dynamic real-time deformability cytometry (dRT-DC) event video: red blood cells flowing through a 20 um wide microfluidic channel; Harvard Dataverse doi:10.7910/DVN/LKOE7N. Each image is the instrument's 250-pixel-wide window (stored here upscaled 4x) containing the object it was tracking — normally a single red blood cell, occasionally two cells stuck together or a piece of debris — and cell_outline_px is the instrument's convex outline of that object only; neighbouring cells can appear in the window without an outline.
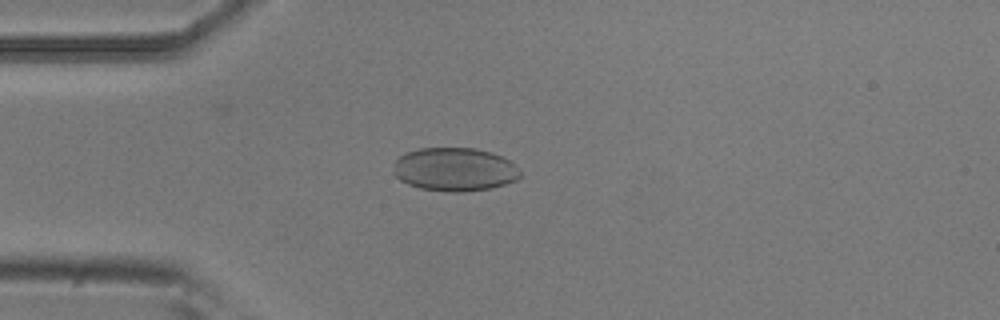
{"species": "common noctule bat (a hibernating species)", "species_latin": "Nyctalus noctula", "temperature_condition": "room temperature", "stored_images_in_passage": 44, "camera_frame_rate_fps": 3000, "um_per_image_px": 0.085, "animal": {"sex": "male", "body_mass_g": 20.5, "forearm_length_mm": 52.5}, "frame": {"image": 1, "passage_image": 14, "time_ms": 4.333, "image_size_px": [1000, 320], "cell_outline_px": [[520, 176], [516, 180], [492, 188], [460, 192], [452, 192], [420, 188], [408, 184], [400, 180], [392, 172], [396, 160], [400, 156], [408, 152], [420, 148], [476, 148], [492, 152], [508, 160], [520, 172]], "centroid_in_image_um": [38.62, 14.4], "position_along_channel_um": 46.4, "area_um2": 31.91}}
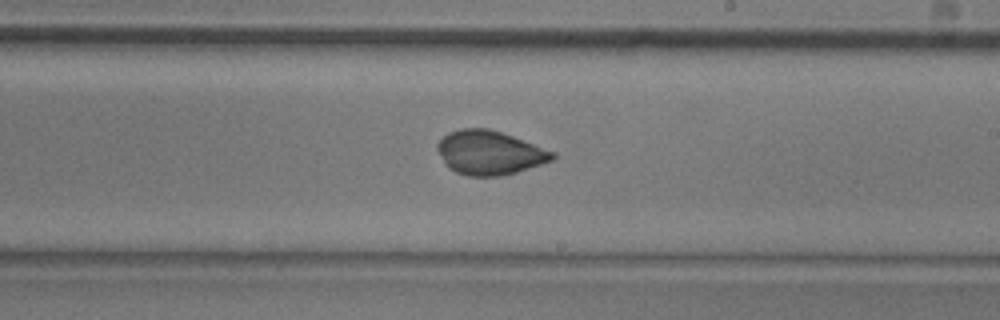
{"frame": {"image": 2, "passage_image": 31, "time_ms": 10.0, "image_size_px": [1000, 320], "cell_outline_px": [[556, 156], [552, 160], [516, 172], [500, 176], [468, 176], [456, 172], [448, 168], [436, 148], [436, 144], [448, 132], [460, 128], [488, 128], [512, 136], [556, 152]], "centroid_in_image_um": [41.59, 12.97], "position_along_channel_um": 247.4, "area_um2": 29.36}}
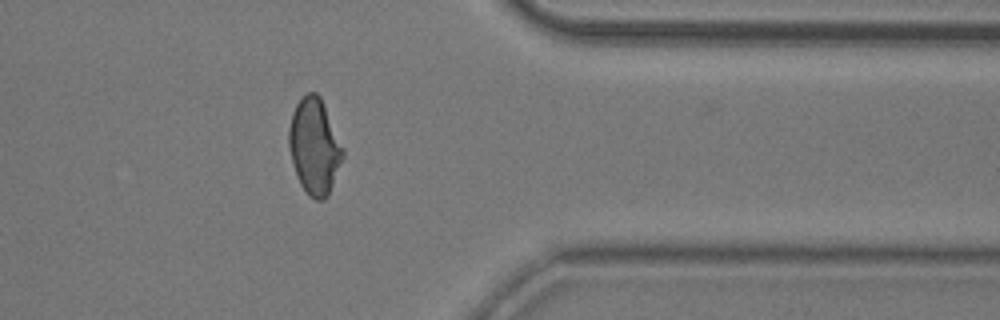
{"frame": {"image": 3, "passage_image": 43, "time_ms": 14.0, "image_size_px": [1000, 320], "cell_outline_px": [[344, 156], [328, 196], [324, 200], [316, 200], [308, 196], [300, 184], [296, 176], [288, 148], [288, 128], [292, 112], [296, 104], [308, 92], [316, 92], [320, 96], [344, 148]], "centroid_in_image_um": [26.72, 12.46], "position_along_channel_um": 384.7, "area_um2": 30.35}}